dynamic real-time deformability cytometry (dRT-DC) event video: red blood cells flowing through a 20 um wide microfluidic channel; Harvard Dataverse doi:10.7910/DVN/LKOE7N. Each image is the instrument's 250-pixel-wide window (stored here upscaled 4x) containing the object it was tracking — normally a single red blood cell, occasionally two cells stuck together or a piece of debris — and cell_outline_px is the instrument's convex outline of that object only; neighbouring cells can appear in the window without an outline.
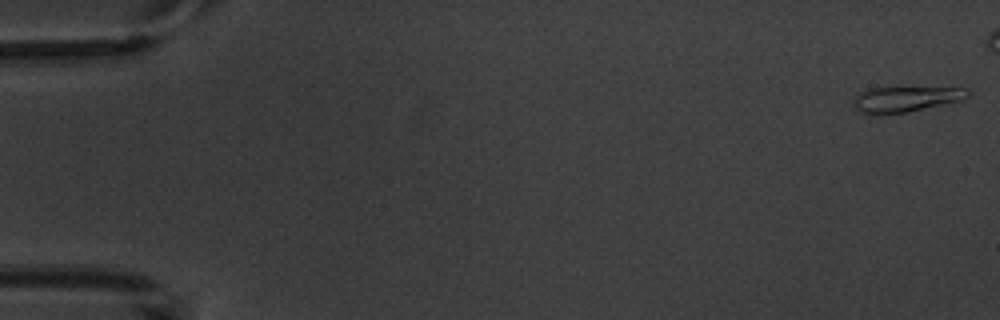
{"species": "common noctule bat (a hibernating species)", "species_latin": "Nyctalus noctula", "temperature_condition": "warm", "stored_images_in_passage": 6, "camera_frame_rate_fps": 3000, "um_per_image_px": 0.085, "animal": {"sex": "male", "body_mass_g": 20.1, "forearm_length_mm": 53.5}, "frame": {"image": 1, "passage_image": 1, "time_ms": 0.0, "image_size_px": [1000, 320], "cell_outline_px": [[968, 96], [960, 100], [904, 112], [864, 116], [852, 104], [852, 100], [860, 92], [872, 88], [968, 88]], "centroid_in_image_um": [76.86, 8.44], "position_along_channel_um": 8.1, "area_um2": 16.65}}